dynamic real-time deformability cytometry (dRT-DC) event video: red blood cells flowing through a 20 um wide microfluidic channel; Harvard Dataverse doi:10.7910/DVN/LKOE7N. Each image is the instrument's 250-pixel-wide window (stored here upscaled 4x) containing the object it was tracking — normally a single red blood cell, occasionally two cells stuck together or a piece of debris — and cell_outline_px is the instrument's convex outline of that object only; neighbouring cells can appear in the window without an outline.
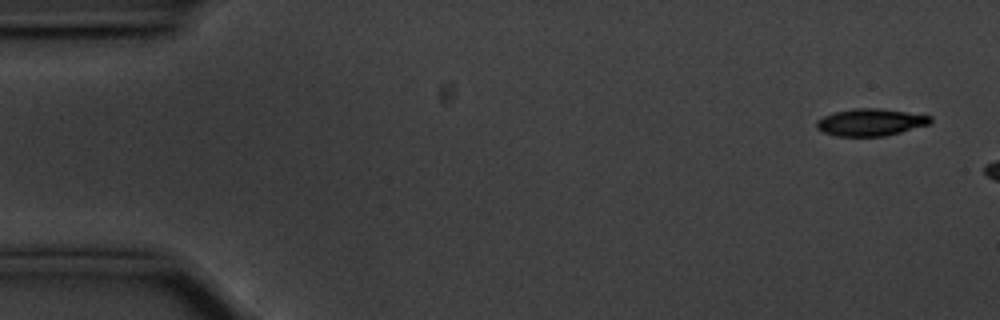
{"species": "common noctule bat (a hibernating species)", "species_latin": "Nyctalus noctula", "temperature_condition": "cold", "stored_images_in_passage": 6, "camera_frame_rate_fps": 3000, "um_per_image_px": 0.085, "animal": {"sex": "male", "body_mass_g": 20.1, "forearm_length_mm": 53.5}, "frame": {"image": 1, "passage_image": 1, "time_ms": 0.0, "image_size_px": [1000, 320], "cell_outline_px": [[932, 120], [928, 124], [900, 132], [884, 136], [836, 136], [824, 132], [816, 128], [816, 120], [824, 116], [836, 112], [852, 108], [880, 108], [932, 116]], "centroid_in_image_um": [73.97, 10.39], "position_along_channel_um": 11.0, "area_um2": 17.86}}